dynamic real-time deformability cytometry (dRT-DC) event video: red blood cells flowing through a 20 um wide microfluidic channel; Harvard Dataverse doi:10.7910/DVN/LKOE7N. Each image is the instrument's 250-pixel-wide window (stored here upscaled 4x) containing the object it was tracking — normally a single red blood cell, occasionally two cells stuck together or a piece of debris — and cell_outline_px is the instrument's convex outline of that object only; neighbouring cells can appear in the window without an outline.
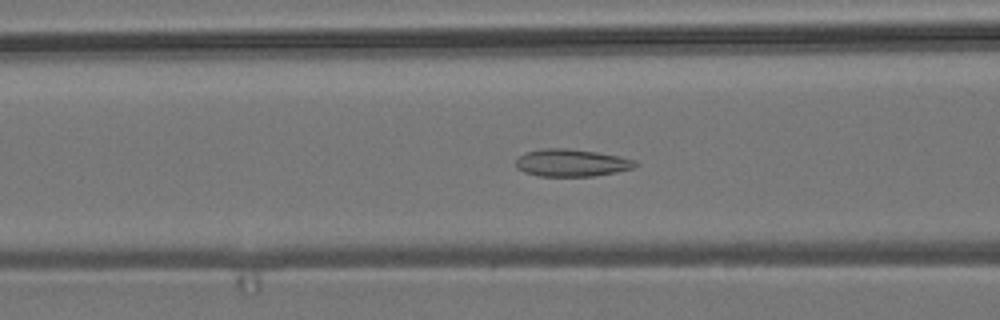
{"species": "common noctule bat (a hibernating species)", "species_latin": "Nyctalus noctula", "temperature_condition": "room temperature", "stored_images_in_passage": 56, "camera_frame_rate_fps": 3000, "um_per_image_px": 0.085, "animal": {"sex": "male", "body_mass_g": 19.2, "forearm_length_mm": 51.8}, "frame": {"image": 1, "passage_image": 22, "time_ms": 7.0, "image_size_px": [1000, 320], "cell_outline_px": [[640, 164], [632, 168], [616, 172], [592, 176], [540, 176], [524, 172], [516, 168], [516, 160], [524, 152], [544, 148], [568, 148], [596, 152], [620, 156], [636, 160]], "centroid_in_image_um": [48.58, 13.83], "position_along_channel_um": 118.0, "area_um2": 19.13}}
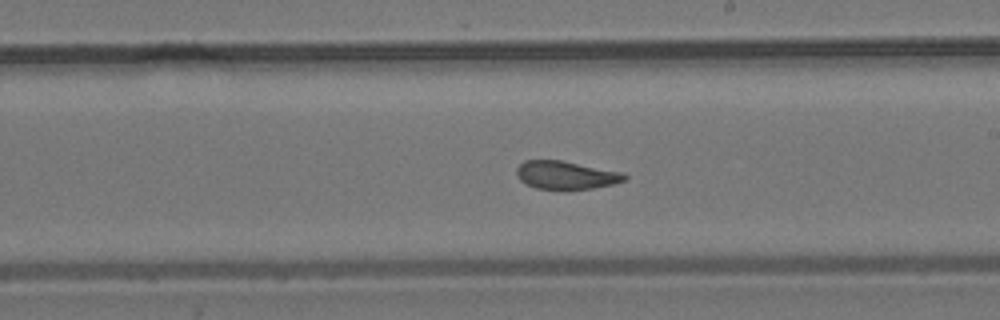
{"frame": {"image": 2, "passage_image": 32, "time_ms": 10.333, "image_size_px": [1000, 320], "cell_outline_px": [[628, 176], [624, 180], [612, 184], [592, 188], [564, 192], [536, 188], [520, 180], [516, 176], [516, 168], [524, 160], [560, 160], [624, 172]], "centroid_in_image_um": [48.09, 14.91], "position_along_channel_um": 240.9, "area_um2": 18.21}}
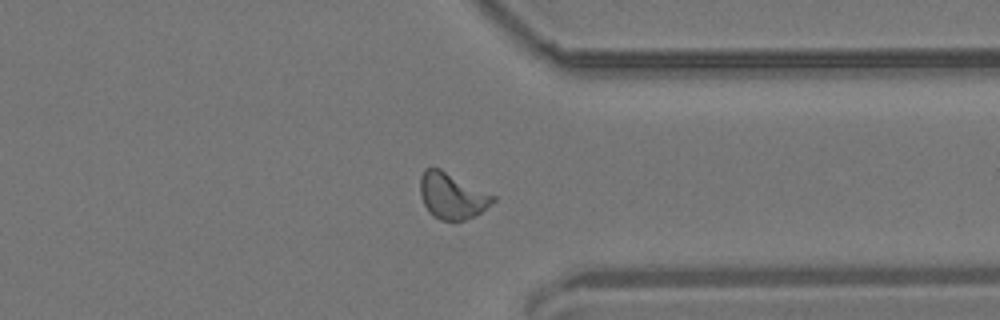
{"frame": {"image": 3, "passage_image": 43, "time_ms": 14.0, "image_size_px": [1000, 320], "cell_outline_px": [[496, 200], [480, 212], [464, 220], [440, 220], [432, 216], [428, 212], [420, 196], [420, 176], [424, 168], [440, 168], [496, 196]], "centroid_in_image_um": [38.39, 16.64], "position_along_channel_um": 373.0, "area_um2": 19.48}, "authors_computed_cell_mechanics": {"area_um2": 19.0162, "velocity_mm_per_s": 3.6948, "shape_relaxation_time_tau1_ms": 10.2767, "shape_relaxation_time_tau2_ms": 1.2731, "deformation_change_tau1": 0.1988, "deformation_change_tau2": 0.0709}}